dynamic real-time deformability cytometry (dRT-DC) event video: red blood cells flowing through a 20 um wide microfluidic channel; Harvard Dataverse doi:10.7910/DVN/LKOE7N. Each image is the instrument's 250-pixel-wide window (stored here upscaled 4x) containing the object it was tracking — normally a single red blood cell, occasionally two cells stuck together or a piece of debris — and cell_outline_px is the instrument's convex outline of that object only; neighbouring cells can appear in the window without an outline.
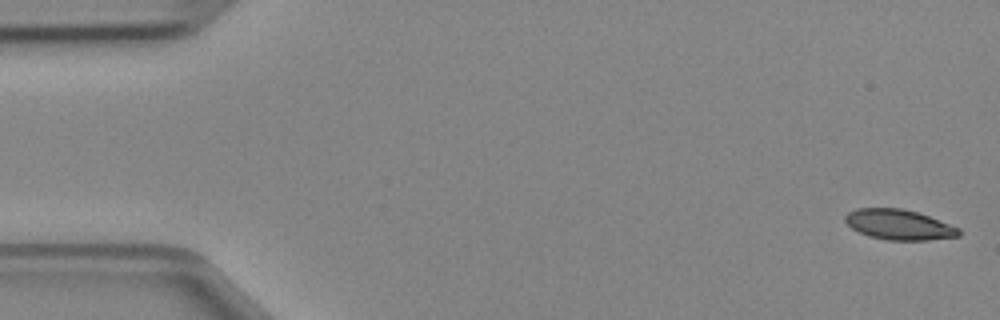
{"species": "Egyptian fruit bat (a non-hibernating species)", "species_latin": "Rousettus aegyptiacus", "temperature_condition": "cold", "stored_images_in_passage": 48, "camera_frame_rate_fps": 3000, "um_per_image_px": 0.085, "animal": {"sex": "female"}, "frame": {"image": 1, "passage_image": 1, "time_ms": 0.0, "image_size_px": [1000, 320], "cell_outline_px": [[960, 236], [928, 240], [888, 240], [868, 236], [852, 228], [844, 220], [844, 216], [848, 212], [856, 208], [900, 208], [916, 212], [928, 216], [960, 228]], "centroid_in_image_um": [76.4, 19.09], "position_along_channel_um": 8.6, "area_um2": 19.94}}
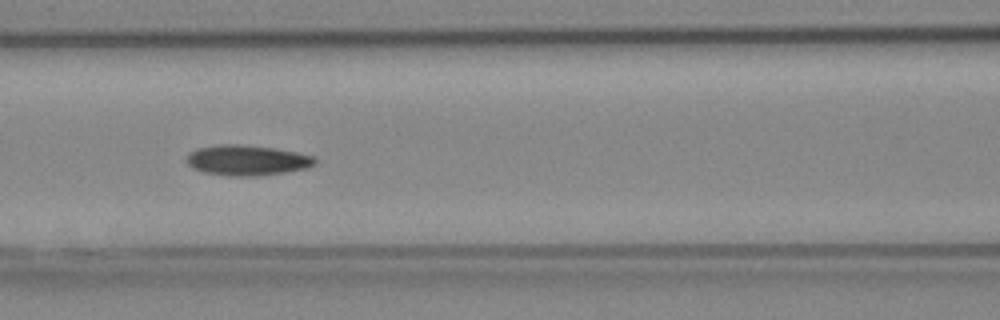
{"frame": {"image": 2, "passage_image": 20, "time_ms": 6.333, "image_size_px": [1000, 320], "cell_outline_px": [[316, 164], [308, 168], [284, 172], [256, 176], [232, 176], [204, 172], [192, 168], [184, 160], [188, 152], [196, 148], [220, 144], [240, 144], [276, 148], [316, 156]], "centroid_in_image_um": [20.98, 13.61], "position_along_channel_um": 145.6, "area_um2": 23.0}}
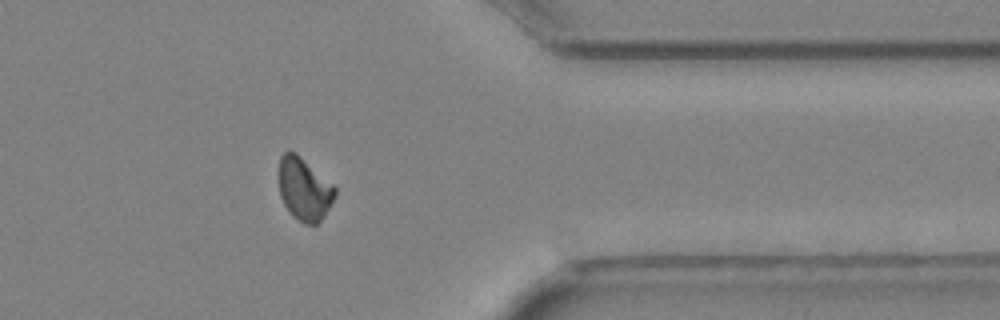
{"frame": {"image": 3, "passage_image": 38, "time_ms": 12.333, "image_size_px": [1000, 320], "cell_outline_px": [[336, 196], [324, 216], [316, 224], [304, 224], [284, 204], [280, 196], [280, 156], [284, 152], [296, 152], [332, 184], [336, 188]], "centroid_in_image_um": [25.88, 16.06], "position_along_channel_um": 385.5, "area_um2": 20.0}}